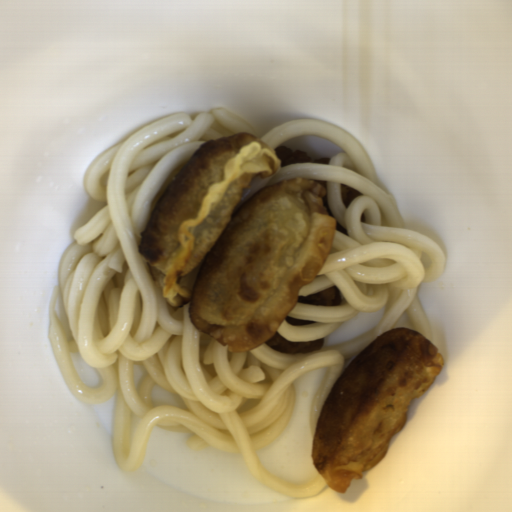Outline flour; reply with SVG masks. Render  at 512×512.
I'll return each mask as SVG.
<instances>
[{
    "instance_id": "c2a2500e",
    "label": "flour",
    "mask_w": 512,
    "mask_h": 512,
    "mask_svg": "<svg viewBox=\"0 0 512 512\" xmlns=\"http://www.w3.org/2000/svg\"><path fill=\"white\" fill-rule=\"evenodd\" d=\"M280 159L248 132L214 138L180 167L151 208L137 251L175 309L230 353L277 333L335 241L327 188L310 179L250 186Z\"/></svg>"
},
{
    "instance_id": "a7fe0414",
    "label": "flour",
    "mask_w": 512,
    "mask_h": 512,
    "mask_svg": "<svg viewBox=\"0 0 512 512\" xmlns=\"http://www.w3.org/2000/svg\"><path fill=\"white\" fill-rule=\"evenodd\" d=\"M442 367L437 346L409 327L386 331L363 348L332 385L312 437L311 458L328 487L344 494L382 461L409 404Z\"/></svg>"
}]
</instances>
